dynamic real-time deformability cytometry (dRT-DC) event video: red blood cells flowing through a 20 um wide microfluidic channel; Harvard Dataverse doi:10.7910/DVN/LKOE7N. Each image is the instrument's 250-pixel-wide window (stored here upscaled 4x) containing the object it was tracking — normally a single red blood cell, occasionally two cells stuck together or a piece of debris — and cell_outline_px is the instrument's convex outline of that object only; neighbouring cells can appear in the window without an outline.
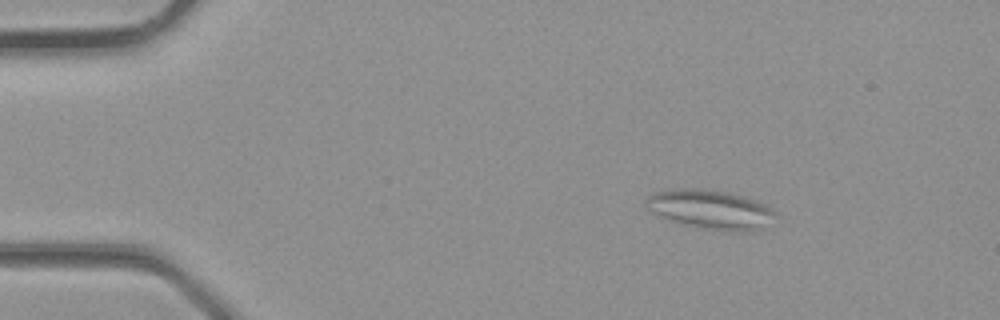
{"species": "common noctule bat (a hibernating species)", "species_latin": "Nyctalus noctula", "temperature_condition": "room temperature", "stored_images_in_passage": 34, "segment_of_instrument_passage": [1, 2], "camera_frame_rate_fps": 3000, "um_per_image_px": 0.085, "animal": {"sex": "male", "body_mass_g": 23.1, "forearm_length_mm": 52.7}, "frame": {"image": 1, "passage_image": 5, "time_ms": 1.333, "image_size_px": [1000, 320], "cell_outline_px": [[776, 216], [764, 228], [740, 232], [724, 232], [700, 228], [684, 224], [660, 216], [652, 212], [644, 204], [644, 200], [652, 192], [680, 188], [700, 188], [728, 192], [756, 200], [772, 208], [776, 212]], "centroid_in_image_um": [60.4, 17.81], "position_along_channel_um": 24.6, "area_um2": 29.82}}